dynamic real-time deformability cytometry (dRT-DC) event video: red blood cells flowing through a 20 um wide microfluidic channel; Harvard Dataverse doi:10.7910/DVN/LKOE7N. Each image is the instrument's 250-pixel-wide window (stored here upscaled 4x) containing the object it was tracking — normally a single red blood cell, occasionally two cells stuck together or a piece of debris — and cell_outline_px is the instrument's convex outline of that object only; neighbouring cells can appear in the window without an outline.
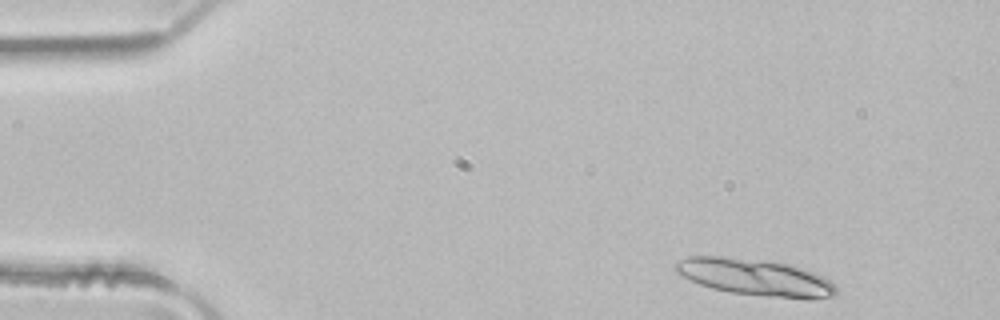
{"species": "common noctule bat (a hibernating species)", "species_latin": "Nyctalus noctula", "temperature_condition": "room temperature", "stored_images_in_passage": 3, "camera_frame_rate_fps": 3000, "um_per_image_px": 0.085, "animal": {"sex": "male", "body_mass_g": 21.5, "forearm_length_mm": 52.0}, "frame": {"image": 1, "passage_image": 1, "time_ms": 0.0, "image_size_px": [1000, 320], "cell_outline_px": [[836, 296], [812, 300], [808, 300], [728, 292], [712, 288], [700, 284], [676, 272], [672, 268], [672, 264], [676, 260], [688, 256], [724, 256], [768, 260], [788, 264], [800, 268], [820, 276], [828, 280], [836, 288]], "centroid_in_image_um": [64.14, 23.56], "position_along_channel_um": 20.9, "area_um2": 34.51}}